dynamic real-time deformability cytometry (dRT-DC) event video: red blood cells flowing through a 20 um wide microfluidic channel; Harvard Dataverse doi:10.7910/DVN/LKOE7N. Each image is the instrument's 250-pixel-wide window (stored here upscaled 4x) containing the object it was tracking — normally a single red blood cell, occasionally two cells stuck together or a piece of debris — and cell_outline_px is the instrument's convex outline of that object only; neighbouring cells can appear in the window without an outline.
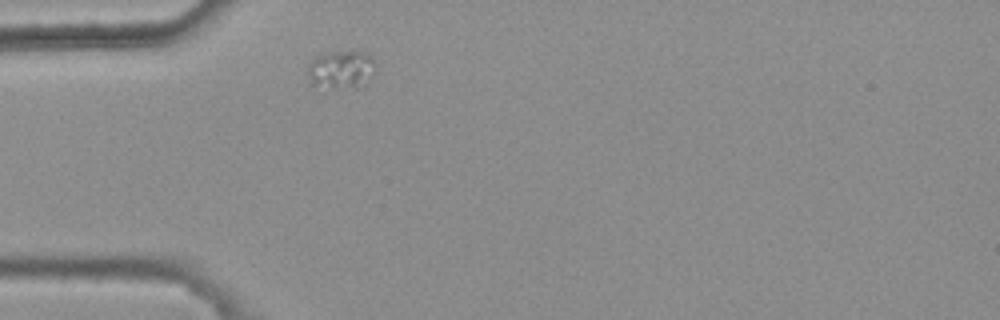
{"species": "common noctule bat (a hibernating species)", "species_latin": "Nyctalus noctula", "temperature_condition": "warm", "stored_images_in_passage": 1, "camera_frame_rate_fps": 3000, "um_per_image_px": 0.085, "animal": {"sex": "female", "body_mass_g": 25.1}, "frame": {"image": 1, "passage_image": 1, "time_ms": 0.0, "image_size_px": [1000, 320], "cell_outline_px": [[376, 68], [368, 80], [360, 88], [324, 92], [312, 84], [308, 76], [308, 64], [312, 60], [328, 52], [368, 52], [372, 56]], "centroid_in_image_um": [28.99, 6.01], "position_along_channel_um": 56.0, "area_um2": 15.84}}